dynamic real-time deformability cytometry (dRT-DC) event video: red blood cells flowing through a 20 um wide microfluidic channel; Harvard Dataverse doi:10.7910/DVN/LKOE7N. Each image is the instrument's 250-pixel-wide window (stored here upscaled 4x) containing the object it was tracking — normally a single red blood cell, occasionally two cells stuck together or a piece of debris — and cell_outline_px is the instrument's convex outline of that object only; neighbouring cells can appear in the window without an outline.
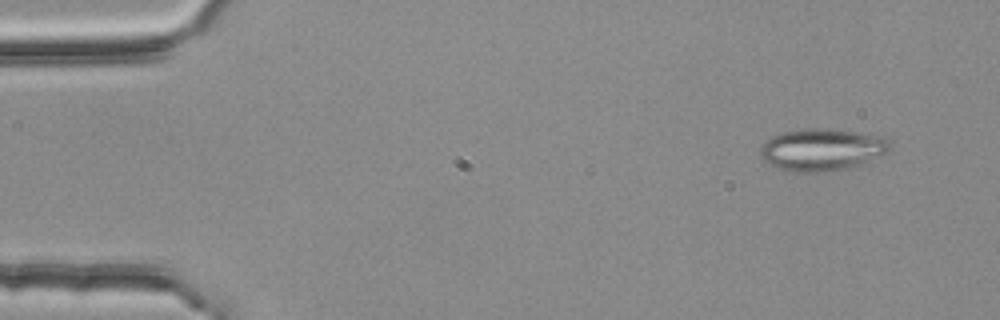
{"species": "common noctule bat (a hibernating species)", "species_latin": "Nyctalus noctula", "temperature_condition": "room temperature", "stored_images_in_passage": 3, "camera_frame_rate_fps": 3000, "um_per_image_px": 0.085, "animal": {"sex": "female", "body_mass_g": 25.1}, "frame": {"image": 1, "passage_image": 3, "time_ms": 0.667, "image_size_px": [1000, 320], "cell_outline_px": [[892, 148], [884, 152], [856, 164], [844, 168], [828, 172], [788, 172], [776, 168], [764, 160], [760, 156], [760, 148], [772, 136], [784, 132], [804, 128], [824, 128], [860, 132], [884, 136], [888, 140]], "centroid_in_image_um": [69.81, 12.71], "position_along_channel_um": 15.2, "area_um2": 31.5}}